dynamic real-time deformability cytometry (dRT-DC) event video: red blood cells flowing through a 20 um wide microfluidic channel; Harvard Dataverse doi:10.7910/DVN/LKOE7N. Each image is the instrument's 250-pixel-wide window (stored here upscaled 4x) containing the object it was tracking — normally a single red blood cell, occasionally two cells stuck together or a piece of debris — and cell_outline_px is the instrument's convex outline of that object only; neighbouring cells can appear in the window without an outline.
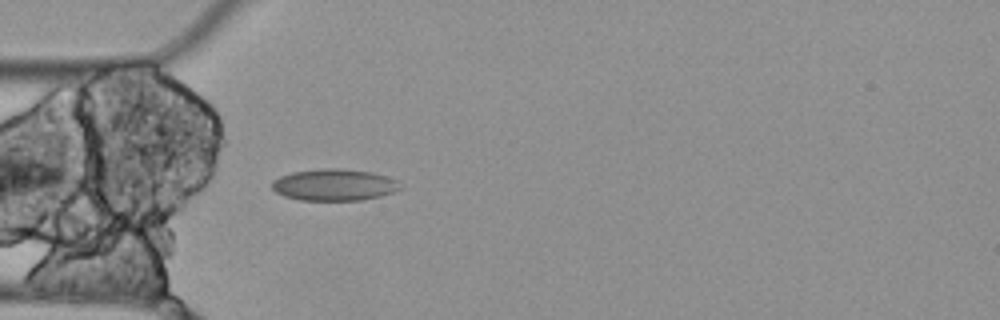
{"species": "Egyptian fruit bat (a non-hibernating species)", "species_latin": "Rousettus aegyptiacus", "temperature_condition": "cold", "stored_images_in_passage": 1, "camera_frame_rate_fps": 3000, "um_per_image_px": 0.085, "animal": {"sex": "female"}, "frame": {"image": 1, "passage_image": 1, "time_ms": 0.0, "image_size_px": [1000, 320], "cell_outline_px": [[404, 188], [380, 196], [360, 200], [300, 200], [284, 196], [276, 192], [272, 188], [272, 180], [280, 176], [292, 172], [320, 168], [336, 168], [372, 172], [396, 180]], "centroid_in_image_um": [28.39, 15.71], "position_along_channel_um": 56.6, "area_um2": 23.64}}